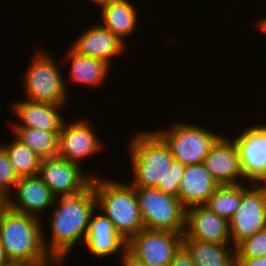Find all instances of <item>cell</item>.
Masks as SVG:
<instances>
[{"label": "cell", "mask_w": 266, "mask_h": 266, "mask_svg": "<svg viewBox=\"0 0 266 266\" xmlns=\"http://www.w3.org/2000/svg\"><path fill=\"white\" fill-rule=\"evenodd\" d=\"M97 201L93 186L80 194L56 197L51 208L47 226L50 237L47 239L46 228H43V241L50 256L58 259L63 265L73 246L84 245L88 224Z\"/></svg>", "instance_id": "6da1fadb"}, {"label": "cell", "mask_w": 266, "mask_h": 266, "mask_svg": "<svg viewBox=\"0 0 266 266\" xmlns=\"http://www.w3.org/2000/svg\"><path fill=\"white\" fill-rule=\"evenodd\" d=\"M134 188H157L165 193V177L174 161L165 141L154 131H140L128 142Z\"/></svg>", "instance_id": "7a4b0ae2"}, {"label": "cell", "mask_w": 266, "mask_h": 266, "mask_svg": "<svg viewBox=\"0 0 266 266\" xmlns=\"http://www.w3.org/2000/svg\"><path fill=\"white\" fill-rule=\"evenodd\" d=\"M97 210L108 217L116 231L128 241L144 229L135 188L125 181L116 182L100 175L93 177Z\"/></svg>", "instance_id": "3957f363"}, {"label": "cell", "mask_w": 266, "mask_h": 266, "mask_svg": "<svg viewBox=\"0 0 266 266\" xmlns=\"http://www.w3.org/2000/svg\"><path fill=\"white\" fill-rule=\"evenodd\" d=\"M44 226L37 217L7 208L0 218V243L8 259L35 263L54 258L44 246Z\"/></svg>", "instance_id": "277c9868"}, {"label": "cell", "mask_w": 266, "mask_h": 266, "mask_svg": "<svg viewBox=\"0 0 266 266\" xmlns=\"http://www.w3.org/2000/svg\"><path fill=\"white\" fill-rule=\"evenodd\" d=\"M38 50L34 51L29 68L22 78L25 92L23 99L65 106L69 100L68 84L58 67L60 65L49 52Z\"/></svg>", "instance_id": "5b68a950"}, {"label": "cell", "mask_w": 266, "mask_h": 266, "mask_svg": "<svg viewBox=\"0 0 266 266\" xmlns=\"http://www.w3.org/2000/svg\"><path fill=\"white\" fill-rule=\"evenodd\" d=\"M169 146L174 161L186 165L200 164L222 136L193 123L177 121L165 130H154Z\"/></svg>", "instance_id": "8992f818"}, {"label": "cell", "mask_w": 266, "mask_h": 266, "mask_svg": "<svg viewBox=\"0 0 266 266\" xmlns=\"http://www.w3.org/2000/svg\"><path fill=\"white\" fill-rule=\"evenodd\" d=\"M144 229L184 233L186 208L157 188H135Z\"/></svg>", "instance_id": "52a82bcc"}, {"label": "cell", "mask_w": 266, "mask_h": 266, "mask_svg": "<svg viewBox=\"0 0 266 266\" xmlns=\"http://www.w3.org/2000/svg\"><path fill=\"white\" fill-rule=\"evenodd\" d=\"M246 185L243 183L240 207L229 220L231 244L234 247L266 229V184Z\"/></svg>", "instance_id": "ba28073f"}, {"label": "cell", "mask_w": 266, "mask_h": 266, "mask_svg": "<svg viewBox=\"0 0 266 266\" xmlns=\"http://www.w3.org/2000/svg\"><path fill=\"white\" fill-rule=\"evenodd\" d=\"M96 174L92 170L83 172L79 163L56 156L41 160L38 176L59 197L82 193L91 186Z\"/></svg>", "instance_id": "9c48e42d"}, {"label": "cell", "mask_w": 266, "mask_h": 266, "mask_svg": "<svg viewBox=\"0 0 266 266\" xmlns=\"http://www.w3.org/2000/svg\"><path fill=\"white\" fill-rule=\"evenodd\" d=\"M183 234L143 229L127 241V251L148 266H168L183 244Z\"/></svg>", "instance_id": "30bf717a"}, {"label": "cell", "mask_w": 266, "mask_h": 266, "mask_svg": "<svg viewBox=\"0 0 266 266\" xmlns=\"http://www.w3.org/2000/svg\"><path fill=\"white\" fill-rule=\"evenodd\" d=\"M243 130V131H242ZM233 138L247 184H266V123L244 127Z\"/></svg>", "instance_id": "8fae6325"}, {"label": "cell", "mask_w": 266, "mask_h": 266, "mask_svg": "<svg viewBox=\"0 0 266 266\" xmlns=\"http://www.w3.org/2000/svg\"><path fill=\"white\" fill-rule=\"evenodd\" d=\"M92 125L88 119L83 118L71 123L65 120L58 135L57 156L81 165L83 159L101 153L105 144L100 141Z\"/></svg>", "instance_id": "7c38bea8"}, {"label": "cell", "mask_w": 266, "mask_h": 266, "mask_svg": "<svg viewBox=\"0 0 266 266\" xmlns=\"http://www.w3.org/2000/svg\"><path fill=\"white\" fill-rule=\"evenodd\" d=\"M55 199L56 196L38 175L20 177L12 193L7 196L9 209L40 220L41 213L52 208Z\"/></svg>", "instance_id": "4fadbf2b"}, {"label": "cell", "mask_w": 266, "mask_h": 266, "mask_svg": "<svg viewBox=\"0 0 266 266\" xmlns=\"http://www.w3.org/2000/svg\"><path fill=\"white\" fill-rule=\"evenodd\" d=\"M203 164L220 186L239 185L245 179L237 146L232 138L223 134L210 149Z\"/></svg>", "instance_id": "5bb4252c"}, {"label": "cell", "mask_w": 266, "mask_h": 266, "mask_svg": "<svg viewBox=\"0 0 266 266\" xmlns=\"http://www.w3.org/2000/svg\"><path fill=\"white\" fill-rule=\"evenodd\" d=\"M183 239L230 244L229 221L218 216L205 205L186 208Z\"/></svg>", "instance_id": "9a60e30c"}, {"label": "cell", "mask_w": 266, "mask_h": 266, "mask_svg": "<svg viewBox=\"0 0 266 266\" xmlns=\"http://www.w3.org/2000/svg\"><path fill=\"white\" fill-rule=\"evenodd\" d=\"M71 48L80 55L92 57L108 63L126 52L127 43L120 40L113 32L100 23L93 24L75 38Z\"/></svg>", "instance_id": "2e32d148"}, {"label": "cell", "mask_w": 266, "mask_h": 266, "mask_svg": "<svg viewBox=\"0 0 266 266\" xmlns=\"http://www.w3.org/2000/svg\"><path fill=\"white\" fill-rule=\"evenodd\" d=\"M96 212L97 209L88 224L85 247L90 255L98 259L115 256L117 253L121 258L127 251V241L116 231L108 217L101 212L96 215Z\"/></svg>", "instance_id": "e0dca14e"}, {"label": "cell", "mask_w": 266, "mask_h": 266, "mask_svg": "<svg viewBox=\"0 0 266 266\" xmlns=\"http://www.w3.org/2000/svg\"><path fill=\"white\" fill-rule=\"evenodd\" d=\"M12 112L20 119L18 122H13L12 127L36 128L39 130L60 132L65 119L61 114L60 109L64 106L33 102L29 100H20L13 102L11 105Z\"/></svg>", "instance_id": "ac0fdd59"}, {"label": "cell", "mask_w": 266, "mask_h": 266, "mask_svg": "<svg viewBox=\"0 0 266 266\" xmlns=\"http://www.w3.org/2000/svg\"><path fill=\"white\" fill-rule=\"evenodd\" d=\"M219 186L203 163L186 165L178 185V199L185 208L205 205Z\"/></svg>", "instance_id": "d6986e66"}, {"label": "cell", "mask_w": 266, "mask_h": 266, "mask_svg": "<svg viewBox=\"0 0 266 266\" xmlns=\"http://www.w3.org/2000/svg\"><path fill=\"white\" fill-rule=\"evenodd\" d=\"M130 0H108L97 6L100 11L101 25L113 32L125 43V38L135 34L139 24L138 9ZM135 30V31H134Z\"/></svg>", "instance_id": "ffe728a7"}, {"label": "cell", "mask_w": 266, "mask_h": 266, "mask_svg": "<svg viewBox=\"0 0 266 266\" xmlns=\"http://www.w3.org/2000/svg\"><path fill=\"white\" fill-rule=\"evenodd\" d=\"M64 59L71 65L67 79H70L72 84L97 87L108 78L111 66L102 60L80 55L71 47L66 52L65 57L63 56V61Z\"/></svg>", "instance_id": "44dd1931"}, {"label": "cell", "mask_w": 266, "mask_h": 266, "mask_svg": "<svg viewBox=\"0 0 266 266\" xmlns=\"http://www.w3.org/2000/svg\"><path fill=\"white\" fill-rule=\"evenodd\" d=\"M183 245L196 266H236L235 247L232 244L183 239Z\"/></svg>", "instance_id": "7402d4cb"}, {"label": "cell", "mask_w": 266, "mask_h": 266, "mask_svg": "<svg viewBox=\"0 0 266 266\" xmlns=\"http://www.w3.org/2000/svg\"><path fill=\"white\" fill-rule=\"evenodd\" d=\"M17 139L28 146L40 159L57 156L59 132L39 130L36 128L11 127Z\"/></svg>", "instance_id": "603a6c76"}, {"label": "cell", "mask_w": 266, "mask_h": 266, "mask_svg": "<svg viewBox=\"0 0 266 266\" xmlns=\"http://www.w3.org/2000/svg\"><path fill=\"white\" fill-rule=\"evenodd\" d=\"M14 138L10 143L0 145L5 149L15 173L19 178L38 175L42 159L23 142Z\"/></svg>", "instance_id": "cb8c5ba5"}, {"label": "cell", "mask_w": 266, "mask_h": 266, "mask_svg": "<svg viewBox=\"0 0 266 266\" xmlns=\"http://www.w3.org/2000/svg\"><path fill=\"white\" fill-rule=\"evenodd\" d=\"M243 195V184L222 185L210 196L205 206L228 221L240 207Z\"/></svg>", "instance_id": "d4e9b609"}, {"label": "cell", "mask_w": 266, "mask_h": 266, "mask_svg": "<svg viewBox=\"0 0 266 266\" xmlns=\"http://www.w3.org/2000/svg\"><path fill=\"white\" fill-rule=\"evenodd\" d=\"M236 258H258L266 256V229L244 239L235 246Z\"/></svg>", "instance_id": "484cf974"}, {"label": "cell", "mask_w": 266, "mask_h": 266, "mask_svg": "<svg viewBox=\"0 0 266 266\" xmlns=\"http://www.w3.org/2000/svg\"><path fill=\"white\" fill-rule=\"evenodd\" d=\"M19 177L12 167L5 149L0 145V192L9 196Z\"/></svg>", "instance_id": "4316f807"}, {"label": "cell", "mask_w": 266, "mask_h": 266, "mask_svg": "<svg viewBox=\"0 0 266 266\" xmlns=\"http://www.w3.org/2000/svg\"><path fill=\"white\" fill-rule=\"evenodd\" d=\"M185 165L173 161L165 177V193L178 198V185L182 181Z\"/></svg>", "instance_id": "83f0119b"}, {"label": "cell", "mask_w": 266, "mask_h": 266, "mask_svg": "<svg viewBox=\"0 0 266 266\" xmlns=\"http://www.w3.org/2000/svg\"><path fill=\"white\" fill-rule=\"evenodd\" d=\"M168 266H196L190 252L182 244L176 251L174 258Z\"/></svg>", "instance_id": "f1b7e54d"}, {"label": "cell", "mask_w": 266, "mask_h": 266, "mask_svg": "<svg viewBox=\"0 0 266 266\" xmlns=\"http://www.w3.org/2000/svg\"><path fill=\"white\" fill-rule=\"evenodd\" d=\"M236 266H266V256L258 258H236Z\"/></svg>", "instance_id": "f546056e"}, {"label": "cell", "mask_w": 266, "mask_h": 266, "mask_svg": "<svg viewBox=\"0 0 266 266\" xmlns=\"http://www.w3.org/2000/svg\"><path fill=\"white\" fill-rule=\"evenodd\" d=\"M123 266H148L147 264L134 258L128 251L121 257Z\"/></svg>", "instance_id": "4dcf8cb0"}, {"label": "cell", "mask_w": 266, "mask_h": 266, "mask_svg": "<svg viewBox=\"0 0 266 266\" xmlns=\"http://www.w3.org/2000/svg\"><path fill=\"white\" fill-rule=\"evenodd\" d=\"M63 266V264L56 258H47L46 260L35 262V263H26L24 266Z\"/></svg>", "instance_id": "1f68e13d"}, {"label": "cell", "mask_w": 266, "mask_h": 266, "mask_svg": "<svg viewBox=\"0 0 266 266\" xmlns=\"http://www.w3.org/2000/svg\"><path fill=\"white\" fill-rule=\"evenodd\" d=\"M8 208L7 196L0 192V218L3 212Z\"/></svg>", "instance_id": "d6a6232c"}, {"label": "cell", "mask_w": 266, "mask_h": 266, "mask_svg": "<svg viewBox=\"0 0 266 266\" xmlns=\"http://www.w3.org/2000/svg\"><path fill=\"white\" fill-rule=\"evenodd\" d=\"M258 20L254 24L257 27V30L259 29L261 32L266 33V17L262 19L259 18Z\"/></svg>", "instance_id": "836d02e7"}, {"label": "cell", "mask_w": 266, "mask_h": 266, "mask_svg": "<svg viewBox=\"0 0 266 266\" xmlns=\"http://www.w3.org/2000/svg\"><path fill=\"white\" fill-rule=\"evenodd\" d=\"M8 261H9V259H8L7 255H6V252H5L3 246L0 243V266L2 264L7 263Z\"/></svg>", "instance_id": "e575fe53"}, {"label": "cell", "mask_w": 266, "mask_h": 266, "mask_svg": "<svg viewBox=\"0 0 266 266\" xmlns=\"http://www.w3.org/2000/svg\"><path fill=\"white\" fill-rule=\"evenodd\" d=\"M26 263L20 261L9 260L7 263L2 264L1 266H24Z\"/></svg>", "instance_id": "d590c367"}, {"label": "cell", "mask_w": 266, "mask_h": 266, "mask_svg": "<svg viewBox=\"0 0 266 266\" xmlns=\"http://www.w3.org/2000/svg\"><path fill=\"white\" fill-rule=\"evenodd\" d=\"M90 1L94 2L95 5H98V4H100V3L104 2V1H108V0H90Z\"/></svg>", "instance_id": "8d00e7d4"}]
</instances>
